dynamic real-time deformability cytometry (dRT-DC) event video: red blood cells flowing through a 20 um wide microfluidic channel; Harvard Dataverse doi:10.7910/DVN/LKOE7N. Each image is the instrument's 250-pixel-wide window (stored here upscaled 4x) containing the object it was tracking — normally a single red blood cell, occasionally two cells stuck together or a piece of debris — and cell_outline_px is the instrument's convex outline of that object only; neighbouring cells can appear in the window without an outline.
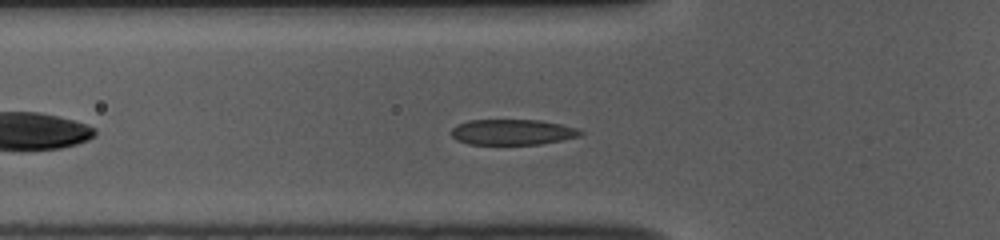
{"species": "common noctule bat (a hibernating species)", "species_latin": "Nyctalus noctula", "temperature_condition": "room temperature", "stored_images_in_passage": 44, "camera_frame_rate_fps": 3000, "um_per_image_px": 0.085, "animal": {"sex": "female", "body_mass_g": 10.0, "forearm_length_mm": 53.1}, "frame": {"image": 1, "passage_image": 8, "time_ms": 2.333, "image_size_px": [1000, 240], "cell_outline_px": [[584, 132], [580, 136], [540, 144], [468, 144], [456, 140], [452, 136], [452, 128], [456, 124], [468, 120], [540, 120], [580, 128]], "centroid_in_image_um": [43.56, 11.22], "position_along_channel_um": 82.2, "area_um2": 19.31}}
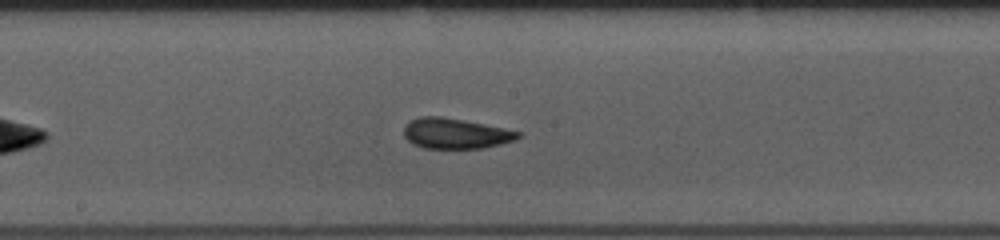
{"frame": {"image": 2, "passage_image": 18, "time_ms": 5.667, "image_size_px": [1000, 240], "cell_outline_px": [[520, 136], [516, 140], [500, 144], [480, 148], [424, 148], [412, 144], [404, 136], [404, 128], [408, 120], [420, 116], [440, 116], [464, 120], [484, 124], [520, 132]], "centroid_in_image_um": [38.67, 11.34], "position_along_channel_um": 209.5, "area_um2": 20.17}}
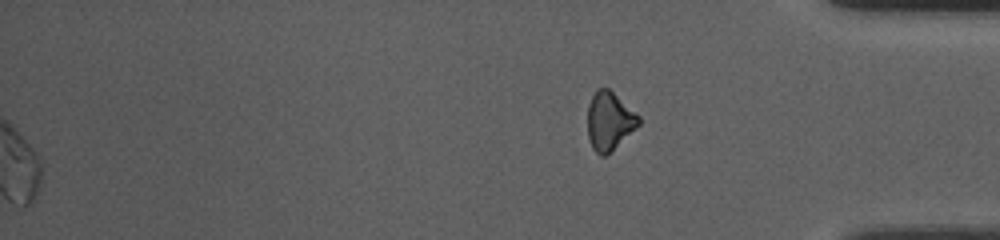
{"frame": {"image": 3, "passage_image": 44, "time_ms": 14.333, "image_size_px": [1000, 240], "cell_outline_px": [[640, 124], [604, 156], [600, 156], [592, 148], [588, 136], [588, 104], [596, 88], [608, 88], [640, 116]], "centroid_in_image_um": [51.78, 10.26], "position_along_channel_um": 383.4, "area_um2": 17.05}, "authors_computed_cell_mechanics": {"area_um2": 20.2878, "velocity_mm_per_s": 3.7997, "shape_relaxation_time_tau1_ms": 2.5174, "shape_relaxation_time_tau2_ms": 1.7024, "deformation_change_tau1": 0.1123, "deformation_change_tau2": 0.0857}}